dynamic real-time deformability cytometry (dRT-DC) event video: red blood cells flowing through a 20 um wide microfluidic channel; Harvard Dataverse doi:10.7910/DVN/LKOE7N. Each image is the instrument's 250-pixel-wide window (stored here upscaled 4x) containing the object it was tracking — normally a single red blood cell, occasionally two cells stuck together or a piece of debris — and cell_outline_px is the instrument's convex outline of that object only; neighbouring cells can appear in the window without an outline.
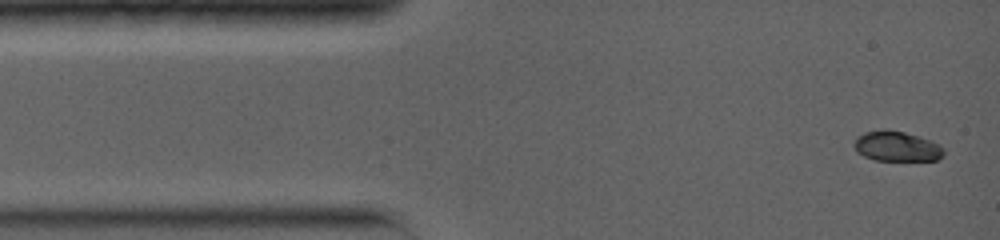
{"species": "common noctule bat (a hibernating species)", "species_latin": "Nyctalus noctula", "temperature_condition": "warm", "stored_images_in_passage": 32, "camera_frame_rate_fps": 5000, "um_per_image_px": 0.085, "animal": {"sex": "female", "body_mass_g": 19.0, "forearm_length_mm": 56.7}, "frame": {"image": 1, "passage_image": 1, "time_ms": 0.0, "image_size_px": [1000, 240], "cell_outline_px": [[944, 156], [936, 160], [876, 160], [864, 156], [856, 152], [852, 144], [864, 132], [888, 128], [920, 136], [944, 148]], "centroid_in_image_um": [76.2, 12.43], "position_along_channel_um": 8.8, "area_um2": 15.72}}
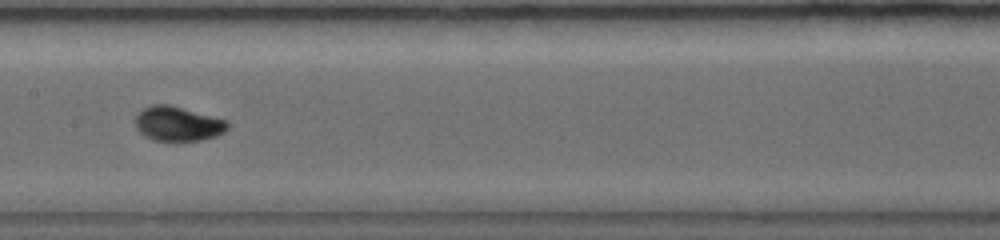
{"frame": {"image": 2, "passage_image": 13, "time_ms": 6.4, "image_size_px": [1000, 240], "cell_outline_px": [[228, 128], [224, 132], [216, 136], [200, 140], [152, 140], [144, 136], [136, 128], [136, 116], [144, 108], [152, 104], [168, 104], [228, 120]], "centroid_in_image_um": [15.12, 10.51], "position_along_channel_um": 192.3, "area_um2": 18.44}}
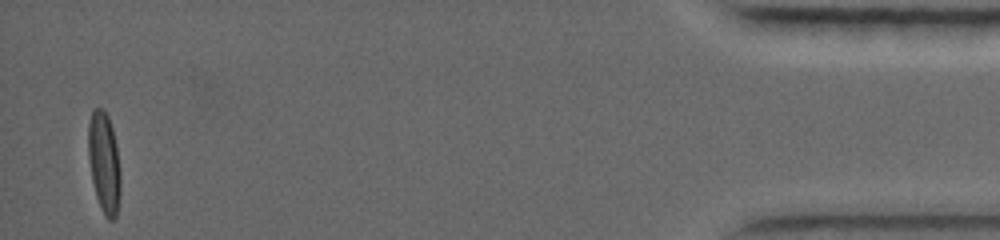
{"frame": {"image": 3, "passage_image": 32, "time_ms": 15.2, "image_size_px": [1000, 240], "cell_outline_px": [[120, 192], [116, 216], [112, 220], [108, 220], [104, 216], [96, 196], [92, 180], [88, 156], [88, 124], [92, 108], [104, 108], [108, 116], [112, 128], [116, 144], [120, 172]], "centroid_in_image_um": [8.84, 13.8], "position_along_channel_um": 426.4, "area_um2": 19.07}, "authors_computed_cell_mechanics": {"area_um2": 17.5423, "velocity_mm_per_s": 3.9582, "shape_relaxation_time_tau1_ms": 2.5145, "shape_relaxation_time_tau2_ms": null, "deformation_change_tau1": 0.1839, "deformation_change_tau2": null}}